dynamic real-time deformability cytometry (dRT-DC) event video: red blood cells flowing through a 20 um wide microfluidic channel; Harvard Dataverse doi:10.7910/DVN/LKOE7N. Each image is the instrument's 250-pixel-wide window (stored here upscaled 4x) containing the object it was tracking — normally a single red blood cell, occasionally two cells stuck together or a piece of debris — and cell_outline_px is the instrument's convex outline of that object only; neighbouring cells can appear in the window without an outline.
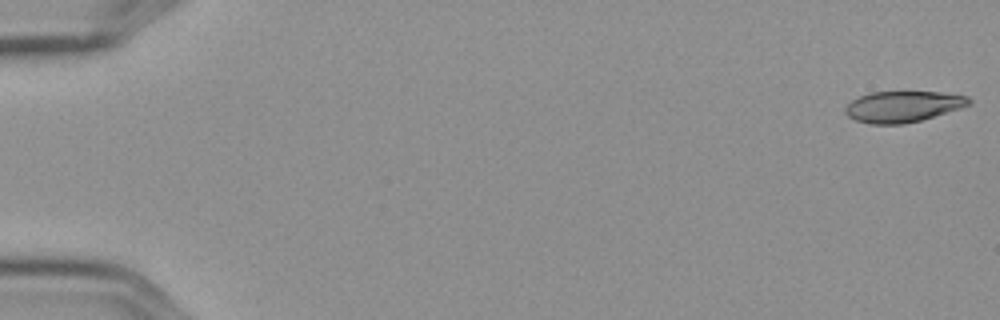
{"species": "Egyptian fruit bat (a non-hibernating species)", "species_latin": "Rousettus aegyptiacus", "temperature_condition": "cold", "stored_images_in_passage": 5, "camera_frame_rate_fps": 3000, "um_per_image_px": 0.085, "frame": {"image": 1, "passage_image": 1, "time_ms": 0.0, "image_size_px": [1000, 320], "cell_outline_px": [[972, 104], [960, 108], [920, 120], [904, 124], [872, 124], [856, 120], [848, 116], [844, 112], [844, 108], [852, 100], [868, 92], [940, 92], [968, 96], [972, 100]], "centroid_in_image_um": [76.75, 9.05], "position_along_channel_um": 8.3, "area_um2": 22.31}}
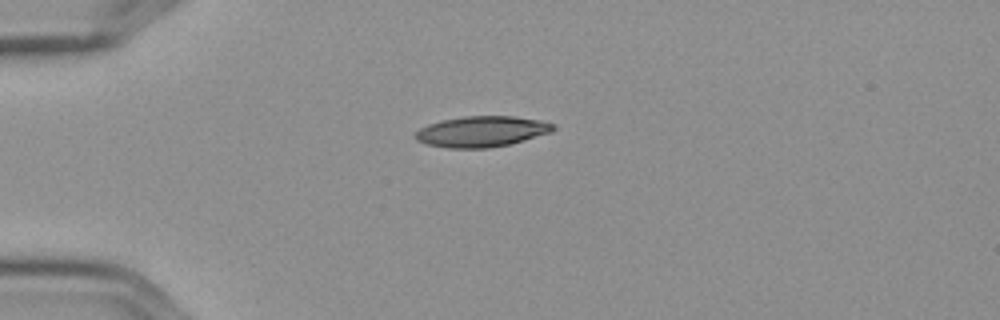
{"frame": {"image": 2, "passage_image": 5, "time_ms": 1.333, "image_size_px": [1000, 320], "cell_outline_px": [[556, 128], [552, 132], [524, 140], [508, 144], [488, 148], [448, 148], [424, 144], [416, 140], [412, 136], [420, 128], [428, 124], [440, 120], [464, 116], [516, 116], [544, 120], [556, 124]], "centroid_in_image_um": [40.95, 11.17], "position_along_channel_um": 44.1, "area_um2": 25.09}}